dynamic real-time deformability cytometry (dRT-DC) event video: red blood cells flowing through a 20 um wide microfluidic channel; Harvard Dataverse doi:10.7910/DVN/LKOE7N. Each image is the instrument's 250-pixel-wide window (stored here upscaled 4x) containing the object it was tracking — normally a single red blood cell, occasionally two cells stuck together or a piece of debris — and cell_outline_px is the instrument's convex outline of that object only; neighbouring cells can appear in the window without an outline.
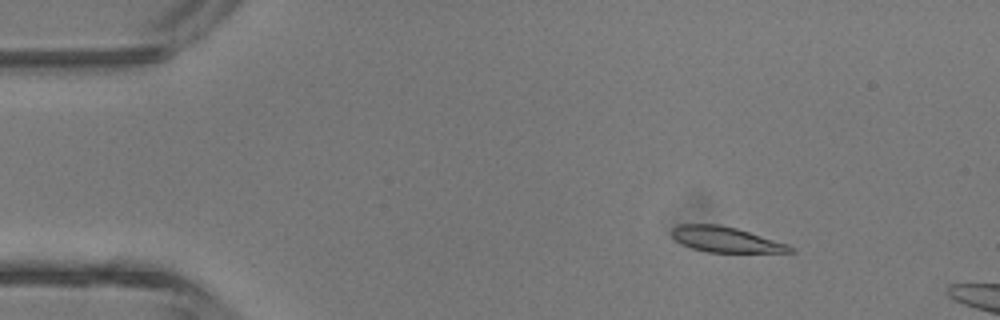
{"species": "common noctule bat (a hibernating species)", "species_latin": "Nyctalus noctula", "temperature_condition": "room temperature", "stored_images_in_passage": 3, "camera_frame_rate_fps": 3000, "um_per_image_px": 0.085, "animal": {"sex": "male", "body_mass_g": 13.3}, "frame": {"image": 1, "passage_image": 2, "time_ms": 1.0, "image_size_px": [1000, 320], "cell_outline_px": [[796, 252], [708, 252], [692, 248], [680, 244], [672, 236], [672, 228], [680, 224], [720, 224], [736, 228], [788, 244], [796, 248]], "centroid_in_image_um": [61.69, 20.36], "position_along_channel_um": 23.3, "area_um2": 17.51}}